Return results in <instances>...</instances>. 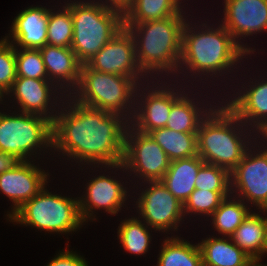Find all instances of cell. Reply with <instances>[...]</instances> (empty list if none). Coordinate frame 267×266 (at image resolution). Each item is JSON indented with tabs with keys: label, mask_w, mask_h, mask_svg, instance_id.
Segmentation results:
<instances>
[{
	"label": "cell",
	"mask_w": 267,
	"mask_h": 266,
	"mask_svg": "<svg viewBox=\"0 0 267 266\" xmlns=\"http://www.w3.org/2000/svg\"><path fill=\"white\" fill-rule=\"evenodd\" d=\"M128 124L121 115L65 96L52 122L53 150L70 160H78L76 164H93L92 168L123 163Z\"/></svg>",
	"instance_id": "6da1fadb"
},
{
	"label": "cell",
	"mask_w": 267,
	"mask_h": 266,
	"mask_svg": "<svg viewBox=\"0 0 267 266\" xmlns=\"http://www.w3.org/2000/svg\"><path fill=\"white\" fill-rule=\"evenodd\" d=\"M201 23L203 24L198 27L197 23L193 24L192 21L190 23L187 19L183 26L178 73L187 76L186 80L189 78L188 74L192 72L191 77L195 78L194 81L196 77L202 81L205 75L206 81L208 77L209 79L214 77V80L219 81L224 73L226 75L235 72L237 64L249 54L221 23L216 28L214 25L212 27L208 25L206 20L205 23Z\"/></svg>",
	"instance_id": "7a4b0ae2"
},
{
	"label": "cell",
	"mask_w": 267,
	"mask_h": 266,
	"mask_svg": "<svg viewBox=\"0 0 267 266\" xmlns=\"http://www.w3.org/2000/svg\"><path fill=\"white\" fill-rule=\"evenodd\" d=\"M184 14L181 12L162 20L124 24L133 37L139 67L148 77L155 78L153 80L159 76L161 79L164 73L169 78L170 74L179 77L182 29L187 20Z\"/></svg>",
	"instance_id": "3957f363"
},
{
	"label": "cell",
	"mask_w": 267,
	"mask_h": 266,
	"mask_svg": "<svg viewBox=\"0 0 267 266\" xmlns=\"http://www.w3.org/2000/svg\"><path fill=\"white\" fill-rule=\"evenodd\" d=\"M69 1L73 19L71 49L78 60L86 64L109 40L124 28V18L118 11L105 8L98 0Z\"/></svg>",
	"instance_id": "277c9868"
},
{
	"label": "cell",
	"mask_w": 267,
	"mask_h": 266,
	"mask_svg": "<svg viewBox=\"0 0 267 266\" xmlns=\"http://www.w3.org/2000/svg\"><path fill=\"white\" fill-rule=\"evenodd\" d=\"M138 85L132 77L100 72L82 64L78 86L70 96L83 105L121 115L130 122Z\"/></svg>",
	"instance_id": "5b68a950"
},
{
	"label": "cell",
	"mask_w": 267,
	"mask_h": 266,
	"mask_svg": "<svg viewBox=\"0 0 267 266\" xmlns=\"http://www.w3.org/2000/svg\"><path fill=\"white\" fill-rule=\"evenodd\" d=\"M8 220L40 231L65 235L78 231L85 224L79 211V197L53 194L46 187L26 201Z\"/></svg>",
	"instance_id": "8992f818"
},
{
	"label": "cell",
	"mask_w": 267,
	"mask_h": 266,
	"mask_svg": "<svg viewBox=\"0 0 267 266\" xmlns=\"http://www.w3.org/2000/svg\"><path fill=\"white\" fill-rule=\"evenodd\" d=\"M16 113L0 112V150L22 161H30L35 154L41 155L44 148L51 150L52 121L37 114Z\"/></svg>",
	"instance_id": "52a82bcc"
},
{
	"label": "cell",
	"mask_w": 267,
	"mask_h": 266,
	"mask_svg": "<svg viewBox=\"0 0 267 266\" xmlns=\"http://www.w3.org/2000/svg\"><path fill=\"white\" fill-rule=\"evenodd\" d=\"M170 162L167 154L150 134L142 133L128 124L125 131L123 163L101 167L107 170L113 169L115 172L128 171L129 177L135 173L132 177H139V181L144 180L142 182L160 181L168 170Z\"/></svg>",
	"instance_id": "ba28073f"
},
{
	"label": "cell",
	"mask_w": 267,
	"mask_h": 266,
	"mask_svg": "<svg viewBox=\"0 0 267 266\" xmlns=\"http://www.w3.org/2000/svg\"><path fill=\"white\" fill-rule=\"evenodd\" d=\"M250 139L253 137L238 131L216 128L204 118L197 132L198 156L231 172L255 142Z\"/></svg>",
	"instance_id": "9c48e42d"
},
{
	"label": "cell",
	"mask_w": 267,
	"mask_h": 266,
	"mask_svg": "<svg viewBox=\"0 0 267 266\" xmlns=\"http://www.w3.org/2000/svg\"><path fill=\"white\" fill-rule=\"evenodd\" d=\"M161 81L157 79V83L155 81L150 83L148 79L147 86L142 83L137 87L134 115L129 124L142 133L149 134L155 129L165 128L172 105L185 93L186 87L182 89L184 85H178L177 88L175 83L169 85L168 82ZM145 86L146 88H143Z\"/></svg>",
	"instance_id": "30bf717a"
},
{
	"label": "cell",
	"mask_w": 267,
	"mask_h": 266,
	"mask_svg": "<svg viewBox=\"0 0 267 266\" xmlns=\"http://www.w3.org/2000/svg\"><path fill=\"white\" fill-rule=\"evenodd\" d=\"M259 144L255 141L230 172L231 194L258 210H267V150L264 143Z\"/></svg>",
	"instance_id": "8fae6325"
},
{
	"label": "cell",
	"mask_w": 267,
	"mask_h": 266,
	"mask_svg": "<svg viewBox=\"0 0 267 266\" xmlns=\"http://www.w3.org/2000/svg\"><path fill=\"white\" fill-rule=\"evenodd\" d=\"M147 185L136 200L139 218L159 232L177 231L184 221L183 204L175 198L161 181L141 182ZM141 215V216H140ZM183 220V221H182Z\"/></svg>",
	"instance_id": "7c38bea8"
},
{
	"label": "cell",
	"mask_w": 267,
	"mask_h": 266,
	"mask_svg": "<svg viewBox=\"0 0 267 266\" xmlns=\"http://www.w3.org/2000/svg\"><path fill=\"white\" fill-rule=\"evenodd\" d=\"M86 65L100 72L132 77L138 84L144 83L143 78L146 82V78H149L138 65L133 37L125 27L89 59Z\"/></svg>",
	"instance_id": "4fadbf2b"
},
{
	"label": "cell",
	"mask_w": 267,
	"mask_h": 266,
	"mask_svg": "<svg viewBox=\"0 0 267 266\" xmlns=\"http://www.w3.org/2000/svg\"><path fill=\"white\" fill-rule=\"evenodd\" d=\"M240 88L235 95L233 93L234 97L231 95L228 97L229 100L223 101L221 99L222 103L218 100L217 102L219 103L217 104H220L221 107L219 105H211V103L209 106L205 104V119L216 128L246 133L248 136L253 137V141H258L263 133V125L258 121L249 105L247 91L242 86Z\"/></svg>",
	"instance_id": "5bb4252c"
},
{
	"label": "cell",
	"mask_w": 267,
	"mask_h": 266,
	"mask_svg": "<svg viewBox=\"0 0 267 266\" xmlns=\"http://www.w3.org/2000/svg\"><path fill=\"white\" fill-rule=\"evenodd\" d=\"M223 3L221 24L251 57L255 48L240 40L267 31V0H224Z\"/></svg>",
	"instance_id": "9a60e30c"
},
{
	"label": "cell",
	"mask_w": 267,
	"mask_h": 266,
	"mask_svg": "<svg viewBox=\"0 0 267 266\" xmlns=\"http://www.w3.org/2000/svg\"><path fill=\"white\" fill-rule=\"evenodd\" d=\"M6 95L13 96V99L20 106L18 108L20 112L41 115L50 119L52 122L61 105L59 103H62L61 101L65 97L63 92L50 80L26 77H17Z\"/></svg>",
	"instance_id": "2e32d148"
},
{
	"label": "cell",
	"mask_w": 267,
	"mask_h": 266,
	"mask_svg": "<svg viewBox=\"0 0 267 266\" xmlns=\"http://www.w3.org/2000/svg\"><path fill=\"white\" fill-rule=\"evenodd\" d=\"M111 175H98L87 181L85 194L79 197V211L83 222L97 220L95 211L105 210L111 215H116L128 199L130 194L127 187ZM95 210V211H93ZM94 212V213H93ZM95 214V215H94ZM88 220V221H87Z\"/></svg>",
	"instance_id": "e0dca14e"
},
{
	"label": "cell",
	"mask_w": 267,
	"mask_h": 266,
	"mask_svg": "<svg viewBox=\"0 0 267 266\" xmlns=\"http://www.w3.org/2000/svg\"><path fill=\"white\" fill-rule=\"evenodd\" d=\"M33 161L35 159L22 161L14 169L0 174V192L14 204L6 215L8 218L48 183L49 172L42 170L39 164L34 165Z\"/></svg>",
	"instance_id": "ac0fdd59"
},
{
	"label": "cell",
	"mask_w": 267,
	"mask_h": 266,
	"mask_svg": "<svg viewBox=\"0 0 267 266\" xmlns=\"http://www.w3.org/2000/svg\"><path fill=\"white\" fill-rule=\"evenodd\" d=\"M48 80L65 96L78 86L82 63L71 48L46 44L40 48Z\"/></svg>",
	"instance_id": "d6986e66"
},
{
	"label": "cell",
	"mask_w": 267,
	"mask_h": 266,
	"mask_svg": "<svg viewBox=\"0 0 267 266\" xmlns=\"http://www.w3.org/2000/svg\"><path fill=\"white\" fill-rule=\"evenodd\" d=\"M48 18L47 7H27L13 19L9 36L4 38L15 48L40 49L47 44Z\"/></svg>",
	"instance_id": "ffe728a7"
},
{
	"label": "cell",
	"mask_w": 267,
	"mask_h": 266,
	"mask_svg": "<svg viewBox=\"0 0 267 266\" xmlns=\"http://www.w3.org/2000/svg\"><path fill=\"white\" fill-rule=\"evenodd\" d=\"M204 163L198 155L171 161L160 181L175 198L184 204L195 190L198 170Z\"/></svg>",
	"instance_id": "44dd1931"
},
{
	"label": "cell",
	"mask_w": 267,
	"mask_h": 266,
	"mask_svg": "<svg viewBox=\"0 0 267 266\" xmlns=\"http://www.w3.org/2000/svg\"><path fill=\"white\" fill-rule=\"evenodd\" d=\"M198 245L202 254V266H253L256 263L230 237L209 236Z\"/></svg>",
	"instance_id": "7402d4cb"
},
{
	"label": "cell",
	"mask_w": 267,
	"mask_h": 266,
	"mask_svg": "<svg viewBox=\"0 0 267 266\" xmlns=\"http://www.w3.org/2000/svg\"><path fill=\"white\" fill-rule=\"evenodd\" d=\"M256 263L266 253L267 215L251 212L230 237Z\"/></svg>",
	"instance_id": "603a6c76"
},
{
	"label": "cell",
	"mask_w": 267,
	"mask_h": 266,
	"mask_svg": "<svg viewBox=\"0 0 267 266\" xmlns=\"http://www.w3.org/2000/svg\"><path fill=\"white\" fill-rule=\"evenodd\" d=\"M184 93L173 105L167 120V129L176 132L197 133L202 120L205 118L204 101H198L194 97H188ZM201 102V103H200ZM202 104V105H200ZM203 107V108H202Z\"/></svg>",
	"instance_id": "cb8c5ba5"
},
{
	"label": "cell",
	"mask_w": 267,
	"mask_h": 266,
	"mask_svg": "<svg viewBox=\"0 0 267 266\" xmlns=\"http://www.w3.org/2000/svg\"><path fill=\"white\" fill-rule=\"evenodd\" d=\"M158 255L157 266H202L199 245L171 236L164 239Z\"/></svg>",
	"instance_id": "d4e9b609"
},
{
	"label": "cell",
	"mask_w": 267,
	"mask_h": 266,
	"mask_svg": "<svg viewBox=\"0 0 267 266\" xmlns=\"http://www.w3.org/2000/svg\"><path fill=\"white\" fill-rule=\"evenodd\" d=\"M181 0H134L133 6L123 16L124 24H137L162 20L183 11Z\"/></svg>",
	"instance_id": "484cf974"
},
{
	"label": "cell",
	"mask_w": 267,
	"mask_h": 266,
	"mask_svg": "<svg viewBox=\"0 0 267 266\" xmlns=\"http://www.w3.org/2000/svg\"><path fill=\"white\" fill-rule=\"evenodd\" d=\"M149 134L164 150L170 161L198 155L197 133L176 132L172 129L159 128Z\"/></svg>",
	"instance_id": "4316f807"
},
{
	"label": "cell",
	"mask_w": 267,
	"mask_h": 266,
	"mask_svg": "<svg viewBox=\"0 0 267 266\" xmlns=\"http://www.w3.org/2000/svg\"><path fill=\"white\" fill-rule=\"evenodd\" d=\"M231 197V198H230ZM232 199V200H231ZM234 196L229 195L210 216L214 229L224 237H231L242 221L253 211L247 203ZM249 208V209H248Z\"/></svg>",
	"instance_id": "83f0119b"
},
{
	"label": "cell",
	"mask_w": 267,
	"mask_h": 266,
	"mask_svg": "<svg viewBox=\"0 0 267 266\" xmlns=\"http://www.w3.org/2000/svg\"><path fill=\"white\" fill-rule=\"evenodd\" d=\"M118 226V239L124 250L136 255L146 254L150 247V227L139 217L122 220Z\"/></svg>",
	"instance_id": "f1b7e54d"
},
{
	"label": "cell",
	"mask_w": 267,
	"mask_h": 266,
	"mask_svg": "<svg viewBox=\"0 0 267 266\" xmlns=\"http://www.w3.org/2000/svg\"><path fill=\"white\" fill-rule=\"evenodd\" d=\"M49 9L47 44L70 48L73 39V19L70 9L64 4L53 11Z\"/></svg>",
	"instance_id": "f546056e"
},
{
	"label": "cell",
	"mask_w": 267,
	"mask_h": 266,
	"mask_svg": "<svg viewBox=\"0 0 267 266\" xmlns=\"http://www.w3.org/2000/svg\"><path fill=\"white\" fill-rule=\"evenodd\" d=\"M231 192H214L195 189L183 204L184 216L198 214L210 217Z\"/></svg>",
	"instance_id": "4dcf8cb0"
},
{
	"label": "cell",
	"mask_w": 267,
	"mask_h": 266,
	"mask_svg": "<svg viewBox=\"0 0 267 266\" xmlns=\"http://www.w3.org/2000/svg\"><path fill=\"white\" fill-rule=\"evenodd\" d=\"M195 189L231 192L230 172L216 165L204 163L198 170Z\"/></svg>",
	"instance_id": "1f68e13d"
},
{
	"label": "cell",
	"mask_w": 267,
	"mask_h": 266,
	"mask_svg": "<svg viewBox=\"0 0 267 266\" xmlns=\"http://www.w3.org/2000/svg\"><path fill=\"white\" fill-rule=\"evenodd\" d=\"M17 77L48 79L39 49L15 48Z\"/></svg>",
	"instance_id": "d6a6232c"
},
{
	"label": "cell",
	"mask_w": 267,
	"mask_h": 266,
	"mask_svg": "<svg viewBox=\"0 0 267 266\" xmlns=\"http://www.w3.org/2000/svg\"><path fill=\"white\" fill-rule=\"evenodd\" d=\"M17 78L15 46L0 39V91L5 95Z\"/></svg>",
	"instance_id": "836d02e7"
},
{
	"label": "cell",
	"mask_w": 267,
	"mask_h": 266,
	"mask_svg": "<svg viewBox=\"0 0 267 266\" xmlns=\"http://www.w3.org/2000/svg\"><path fill=\"white\" fill-rule=\"evenodd\" d=\"M260 80L261 79H258L257 81V79H255V82L249 80V83H246L248 85L245 86L243 84L242 88H244L249 95V105L254 111L256 118L264 126L267 123V80Z\"/></svg>",
	"instance_id": "e575fe53"
},
{
	"label": "cell",
	"mask_w": 267,
	"mask_h": 266,
	"mask_svg": "<svg viewBox=\"0 0 267 266\" xmlns=\"http://www.w3.org/2000/svg\"><path fill=\"white\" fill-rule=\"evenodd\" d=\"M88 261L76 251L68 250L59 251V253L50 260L47 266H88Z\"/></svg>",
	"instance_id": "d590c367"
},
{
	"label": "cell",
	"mask_w": 267,
	"mask_h": 266,
	"mask_svg": "<svg viewBox=\"0 0 267 266\" xmlns=\"http://www.w3.org/2000/svg\"><path fill=\"white\" fill-rule=\"evenodd\" d=\"M103 1L99 0L98 2H100L105 8L118 11L123 16L133 6L134 3V0H105L104 2Z\"/></svg>",
	"instance_id": "8d00e7d4"
},
{
	"label": "cell",
	"mask_w": 267,
	"mask_h": 266,
	"mask_svg": "<svg viewBox=\"0 0 267 266\" xmlns=\"http://www.w3.org/2000/svg\"><path fill=\"white\" fill-rule=\"evenodd\" d=\"M22 160L16 155L0 150V174L14 169Z\"/></svg>",
	"instance_id": "74e56055"
},
{
	"label": "cell",
	"mask_w": 267,
	"mask_h": 266,
	"mask_svg": "<svg viewBox=\"0 0 267 266\" xmlns=\"http://www.w3.org/2000/svg\"><path fill=\"white\" fill-rule=\"evenodd\" d=\"M261 135H262V137H259V139L261 138L259 142H261L263 140L262 142H264L266 144L267 143V123L263 126V133ZM265 140H266V142H265ZM264 148L267 150L266 146Z\"/></svg>",
	"instance_id": "f35d334b"
},
{
	"label": "cell",
	"mask_w": 267,
	"mask_h": 266,
	"mask_svg": "<svg viewBox=\"0 0 267 266\" xmlns=\"http://www.w3.org/2000/svg\"><path fill=\"white\" fill-rule=\"evenodd\" d=\"M267 214V210H259V213ZM266 254H267V241H266Z\"/></svg>",
	"instance_id": "ab89813d"
},
{
	"label": "cell",
	"mask_w": 267,
	"mask_h": 266,
	"mask_svg": "<svg viewBox=\"0 0 267 266\" xmlns=\"http://www.w3.org/2000/svg\"><path fill=\"white\" fill-rule=\"evenodd\" d=\"M5 95L0 91V104H2V101L4 100Z\"/></svg>",
	"instance_id": "60d3db41"
},
{
	"label": "cell",
	"mask_w": 267,
	"mask_h": 266,
	"mask_svg": "<svg viewBox=\"0 0 267 266\" xmlns=\"http://www.w3.org/2000/svg\"><path fill=\"white\" fill-rule=\"evenodd\" d=\"M257 264H258L259 266H267V264L262 265L260 262H257Z\"/></svg>",
	"instance_id": "b9f144b4"
}]
</instances>
